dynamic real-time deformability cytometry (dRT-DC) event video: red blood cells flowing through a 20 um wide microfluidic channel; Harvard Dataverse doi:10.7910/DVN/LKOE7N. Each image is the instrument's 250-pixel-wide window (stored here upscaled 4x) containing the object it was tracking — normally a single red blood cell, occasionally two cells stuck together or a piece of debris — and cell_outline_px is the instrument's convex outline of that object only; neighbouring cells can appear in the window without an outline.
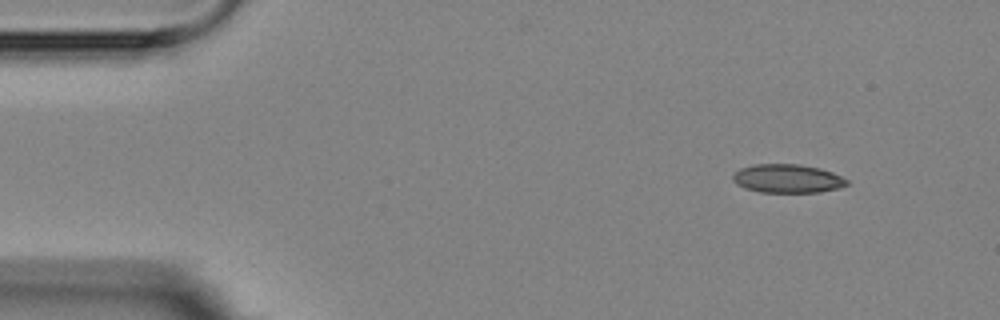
{"species": "Egyptian fruit bat (a non-hibernating species)", "species_latin": "Rousettus aegyptiacus", "temperature_condition": "room temperature", "stored_images_in_passage": 2, "camera_frame_rate_fps": 3000, "um_per_image_px": 0.085, "animal": {"sex": "female"}, "frame": {"image": 1, "passage_image": 1, "time_ms": 0.0, "image_size_px": [1000, 320], "cell_outline_px": [[848, 184], [836, 188], [820, 192], [760, 192], [744, 188], [736, 184], [732, 180], [732, 176], [740, 168], [752, 164], [800, 164], [820, 168], [832, 172], [848, 180]], "centroid_in_image_um": [66.9, 15.17], "position_along_channel_um": 18.1, "area_um2": 19.02}}